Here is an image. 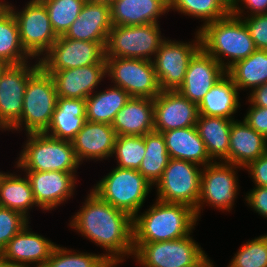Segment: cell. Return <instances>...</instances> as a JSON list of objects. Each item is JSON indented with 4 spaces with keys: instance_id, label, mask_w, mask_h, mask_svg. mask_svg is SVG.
Returning a JSON list of instances; mask_svg holds the SVG:
<instances>
[{
    "instance_id": "cell-1",
    "label": "cell",
    "mask_w": 267,
    "mask_h": 267,
    "mask_svg": "<svg viewBox=\"0 0 267 267\" xmlns=\"http://www.w3.org/2000/svg\"><path fill=\"white\" fill-rule=\"evenodd\" d=\"M85 198L80 210L71 217L69 227L104 249L106 253L101 254L113 266L132 258L133 218L102 200L91 189Z\"/></svg>"
},
{
    "instance_id": "cell-2",
    "label": "cell",
    "mask_w": 267,
    "mask_h": 267,
    "mask_svg": "<svg viewBox=\"0 0 267 267\" xmlns=\"http://www.w3.org/2000/svg\"><path fill=\"white\" fill-rule=\"evenodd\" d=\"M133 217V243L170 241L190 235L198 221L194 209L185 204L156 200Z\"/></svg>"
},
{
    "instance_id": "cell-3",
    "label": "cell",
    "mask_w": 267,
    "mask_h": 267,
    "mask_svg": "<svg viewBox=\"0 0 267 267\" xmlns=\"http://www.w3.org/2000/svg\"><path fill=\"white\" fill-rule=\"evenodd\" d=\"M198 28L201 48L226 70L257 49L244 21L231 12Z\"/></svg>"
},
{
    "instance_id": "cell-4",
    "label": "cell",
    "mask_w": 267,
    "mask_h": 267,
    "mask_svg": "<svg viewBox=\"0 0 267 267\" xmlns=\"http://www.w3.org/2000/svg\"><path fill=\"white\" fill-rule=\"evenodd\" d=\"M17 157L16 168L22 171H62L77 175L81 165L72 141L53 138L43 133H28Z\"/></svg>"
},
{
    "instance_id": "cell-5",
    "label": "cell",
    "mask_w": 267,
    "mask_h": 267,
    "mask_svg": "<svg viewBox=\"0 0 267 267\" xmlns=\"http://www.w3.org/2000/svg\"><path fill=\"white\" fill-rule=\"evenodd\" d=\"M191 235L170 241L133 243V259L141 267H207L212 260Z\"/></svg>"
},
{
    "instance_id": "cell-6",
    "label": "cell",
    "mask_w": 267,
    "mask_h": 267,
    "mask_svg": "<svg viewBox=\"0 0 267 267\" xmlns=\"http://www.w3.org/2000/svg\"><path fill=\"white\" fill-rule=\"evenodd\" d=\"M151 183L135 169L115 167L91 189L102 200L128 213L132 218L144 206Z\"/></svg>"
},
{
    "instance_id": "cell-7",
    "label": "cell",
    "mask_w": 267,
    "mask_h": 267,
    "mask_svg": "<svg viewBox=\"0 0 267 267\" xmlns=\"http://www.w3.org/2000/svg\"><path fill=\"white\" fill-rule=\"evenodd\" d=\"M58 95L54 80L40 67L28 80L20 121L10 130L43 133L49 127Z\"/></svg>"
},
{
    "instance_id": "cell-8",
    "label": "cell",
    "mask_w": 267,
    "mask_h": 267,
    "mask_svg": "<svg viewBox=\"0 0 267 267\" xmlns=\"http://www.w3.org/2000/svg\"><path fill=\"white\" fill-rule=\"evenodd\" d=\"M238 169L244 168L225 162H213L203 167L200 197L194 210L198 221L204 205L222 212L232 210L240 192Z\"/></svg>"
},
{
    "instance_id": "cell-9",
    "label": "cell",
    "mask_w": 267,
    "mask_h": 267,
    "mask_svg": "<svg viewBox=\"0 0 267 267\" xmlns=\"http://www.w3.org/2000/svg\"><path fill=\"white\" fill-rule=\"evenodd\" d=\"M159 23L137 26L113 25L105 46V57L133 58L152 61L166 37Z\"/></svg>"
},
{
    "instance_id": "cell-10",
    "label": "cell",
    "mask_w": 267,
    "mask_h": 267,
    "mask_svg": "<svg viewBox=\"0 0 267 267\" xmlns=\"http://www.w3.org/2000/svg\"><path fill=\"white\" fill-rule=\"evenodd\" d=\"M3 2L14 14L23 48L34 61L40 60L58 39L44 4L40 0H30L19 10L11 3Z\"/></svg>"
},
{
    "instance_id": "cell-11",
    "label": "cell",
    "mask_w": 267,
    "mask_h": 267,
    "mask_svg": "<svg viewBox=\"0 0 267 267\" xmlns=\"http://www.w3.org/2000/svg\"><path fill=\"white\" fill-rule=\"evenodd\" d=\"M202 169L195 163L170 158L161 179L155 184L156 200L185 204L195 210L200 197Z\"/></svg>"
},
{
    "instance_id": "cell-12",
    "label": "cell",
    "mask_w": 267,
    "mask_h": 267,
    "mask_svg": "<svg viewBox=\"0 0 267 267\" xmlns=\"http://www.w3.org/2000/svg\"><path fill=\"white\" fill-rule=\"evenodd\" d=\"M105 60L108 80L130 97L154 99L161 92L152 61L121 57Z\"/></svg>"
},
{
    "instance_id": "cell-13",
    "label": "cell",
    "mask_w": 267,
    "mask_h": 267,
    "mask_svg": "<svg viewBox=\"0 0 267 267\" xmlns=\"http://www.w3.org/2000/svg\"><path fill=\"white\" fill-rule=\"evenodd\" d=\"M192 41H177L166 38L160 45L152 62L161 91H175L184 82L189 61L201 48L196 31Z\"/></svg>"
},
{
    "instance_id": "cell-14",
    "label": "cell",
    "mask_w": 267,
    "mask_h": 267,
    "mask_svg": "<svg viewBox=\"0 0 267 267\" xmlns=\"http://www.w3.org/2000/svg\"><path fill=\"white\" fill-rule=\"evenodd\" d=\"M33 63L9 65L0 77L1 131H10L20 121L28 80L41 67L39 60Z\"/></svg>"
},
{
    "instance_id": "cell-15",
    "label": "cell",
    "mask_w": 267,
    "mask_h": 267,
    "mask_svg": "<svg viewBox=\"0 0 267 267\" xmlns=\"http://www.w3.org/2000/svg\"><path fill=\"white\" fill-rule=\"evenodd\" d=\"M106 43L69 39L61 35L39 60L40 65L44 70H63L106 63Z\"/></svg>"
},
{
    "instance_id": "cell-16",
    "label": "cell",
    "mask_w": 267,
    "mask_h": 267,
    "mask_svg": "<svg viewBox=\"0 0 267 267\" xmlns=\"http://www.w3.org/2000/svg\"><path fill=\"white\" fill-rule=\"evenodd\" d=\"M28 178L35 202L41 211H54L75 194L77 176L62 171H23Z\"/></svg>"
},
{
    "instance_id": "cell-17",
    "label": "cell",
    "mask_w": 267,
    "mask_h": 267,
    "mask_svg": "<svg viewBox=\"0 0 267 267\" xmlns=\"http://www.w3.org/2000/svg\"><path fill=\"white\" fill-rule=\"evenodd\" d=\"M154 131L196 126L199 117L198 104L189 101L177 90L161 91L154 99Z\"/></svg>"
},
{
    "instance_id": "cell-18",
    "label": "cell",
    "mask_w": 267,
    "mask_h": 267,
    "mask_svg": "<svg viewBox=\"0 0 267 267\" xmlns=\"http://www.w3.org/2000/svg\"><path fill=\"white\" fill-rule=\"evenodd\" d=\"M31 230L27 224L0 253L5 260L16 267H44L58 245Z\"/></svg>"
},
{
    "instance_id": "cell-19",
    "label": "cell",
    "mask_w": 267,
    "mask_h": 267,
    "mask_svg": "<svg viewBox=\"0 0 267 267\" xmlns=\"http://www.w3.org/2000/svg\"><path fill=\"white\" fill-rule=\"evenodd\" d=\"M226 74L227 70L200 48L189 61L184 82L177 91L189 101L199 104L210 88Z\"/></svg>"
},
{
    "instance_id": "cell-20",
    "label": "cell",
    "mask_w": 267,
    "mask_h": 267,
    "mask_svg": "<svg viewBox=\"0 0 267 267\" xmlns=\"http://www.w3.org/2000/svg\"><path fill=\"white\" fill-rule=\"evenodd\" d=\"M45 71L52 76L58 97L65 98L86 99L97 90L104 77L107 78L106 63Z\"/></svg>"
},
{
    "instance_id": "cell-21",
    "label": "cell",
    "mask_w": 267,
    "mask_h": 267,
    "mask_svg": "<svg viewBox=\"0 0 267 267\" xmlns=\"http://www.w3.org/2000/svg\"><path fill=\"white\" fill-rule=\"evenodd\" d=\"M117 134L111 124L86 121L72 140L80 164L86 160L102 161L112 157Z\"/></svg>"
},
{
    "instance_id": "cell-22",
    "label": "cell",
    "mask_w": 267,
    "mask_h": 267,
    "mask_svg": "<svg viewBox=\"0 0 267 267\" xmlns=\"http://www.w3.org/2000/svg\"><path fill=\"white\" fill-rule=\"evenodd\" d=\"M112 26L109 4L86 1L63 36L81 41L107 42Z\"/></svg>"
},
{
    "instance_id": "cell-23",
    "label": "cell",
    "mask_w": 267,
    "mask_h": 267,
    "mask_svg": "<svg viewBox=\"0 0 267 267\" xmlns=\"http://www.w3.org/2000/svg\"><path fill=\"white\" fill-rule=\"evenodd\" d=\"M169 11V0H115L110 4L115 26L159 23L158 19Z\"/></svg>"
},
{
    "instance_id": "cell-24",
    "label": "cell",
    "mask_w": 267,
    "mask_h": 267,
    "mask_svg": "<svg viewBox=\"0 0 267 267\" xmlns=\"http://www.w3.org/2000/svg\"><path fill=\"white\" fill-rule=\"evenodd\" d=\"M117 136H144L154 131V102L131 97L111 124Z\"/></svg>"
},
{
    "instance_id": "cell-25",
    "label": "cell",
    "mask_w": 267,
    "mask_h": 267,
    "mask_svg": "<svg viewBox=\"0 0 267 267\" xmlns=\"http://www.w3.org/2000/svg\"><path fill=\"white\" fill-rule=\"evenodd\" d=\"M267 152V139L243 119L234 120L230 130L229 164L246 168Z\"/></svg>"
},
{
    "instance_id": "cell-26",
    "label": "cell",
    "mask_w": 267,
    "mask_h": 267,
    "mask_svg": "<svg viewBox=\"0 0 267 267\" xmlns=\"http://www.w3.org/2000/svg\"><path fill=\"white\" fill-rule=\"evenodd\" d=\"M86 121L85 99L58 97L51 123L44 133L72 141Z\"/></svg>"
},
{
    "instance_id": "cell-27",
    "label": "cell",
    "mask_w": 267,
    "mask_h": 267,
    "mask_svg": "<svg viewBox=\"0 0 267 267\" xmlns=\"http://www.w3.org/2000/svg\"><path fill=\"white\" fill-rule=\"evenodd\" d=\"M166 150L171 159H178L206 166L213 163L196 126L162 132Z\"/></svg>"
},
{
    "instance_id": "cell-28",
    "label": "cell",
    "mask_w": 267,
    "mask_h": 267,
    "mask_svg": "<svg viewBox=\"0 0 267 267\" xmlns=\"http://www.w3.org/2000/svg\"><path fill=\"white\" fill-rule=\"evenodd\" d=\"M239 94V89L233 79L226 74L210 88L198 104L199 115L235 120L234 114L241 106Z\"/></svg>"
},
{
    "instance_id": "cell-29",
    "label": "cell",
    "mask_w": 267,
    "mask_h": 267,
    "mask_svg": "<svg viewBox=\"0 0 267 267\" xmlns=\"http://www.w3.org/2000/svg\"><path fill=\"white\" fill-rule=\"evenodd\" d=\"M233 121L224 117H198L196 128L213 162L229 163L230 130Z\"/></svg>"
},
{
    "instance_id": "cell-30",
    "label": "cell",
    "mask_w": 267,
    "mask_h": 267,
    "mask_svg": "<svg viewBox=\"0 0 267 267\" xmlns=\"http://www.w3.org/2000/svg\"><path fill=\"white\" fill-rule=\"evenodd\" d=\"M14 173L0 171V206L20 212L29 219V211L38 206L26 175L21 177Z\"/></svg>"
},
{
    "instance_id": "cell-31",
    "label": "cell",
    "mask_w": 267,
    "mask_h": 267,
    "mask_svg": "<svg viewBox=\"0 0 267 267\" xmlns=\"http://www.w3.org/2000/svg\"><path fill=\"white\" fill-rule=\"evenodd\" d=\"M108 88V89H107ZM131 97L121 87L110 86L105 90H96L86 100V120L112 124L116 114Z\"/></svg>"
},
{
    "instance_id": "cell-32",
    "label": "cell",
    "mask_w": 267,
    "mask_h": 267,
    "mask_svg": "<svg viewBox=\"0 0 267 267\" xmlns=\"http://www.w3.org/2000/svg\"><path fill=\"white\" fill-rule=\"evenodd\" d=\"M0 59L10 65L33 60L21 44L14 14L2 0L0 1Z\"/></svg>"
},
{
    "instance_id": "cell-33",
    "label": "cell",
    "mask_w": 267,
    "mask_h": 267,
    "mask_svg": "<svg viewBox=\"0 0 267 267\" xmlns=\"http://www.w3.org/2000/svg\"><path fill=\"white\" fill-rule=\"evenodd\" d=\"M234 84L241 90H250L267 82V50L256 49L250 56L237 61L227 70Z\"/></svg>"
},
{
    "instance_id": "cell-34",
    "label": "cell",
    "mask_w": 267,
    "mask_h": 267,
    "mask_svg": "<svg viewBox=\"0 0 267 267\" xmlns=\"http://www.w3.org/2000/svg\"><path fill=\"white\" fill-rule=\"evenodd\" d=\"M146 153L138 171L154 187L161 179L163 172L169 162V154L163 134L152 131L144 135Z\"/></svg>"
},
{
    "instance_id": "cell-35",
    "label": "cell",
    "mask_w": 267,
    "mask_h": 267,
    "mask_svg": "<svg viewBox=\"0 0 267 267\" xmlns=\"http://www.w3.org/2000/svg\"><path fill=\"white\" fill-rule=\"evenodd\" d=\"M207 23L216 21L230 12L218 0H169V10Z\"/></svg>"
},
{
    "instance_id": "cell-36",
    "label": "cell",
    "mask_w": 267,
    "mask_h": 267,
    "mask_svg": "<svg viewBox=\"0 0 267 267\" xmlns=\"http://www.w3.org/2000/svg\"><path fill=\"white\" fill-rule=\"evenodd\" d=\"M47 12L53 31L64 35L79 16L87 0H40Z\"/></svg>"
},
{
    "instance_id": "cell-37",
    "label": "cell",
    "mask_w": 267,
    "mask_h": 267,
    "mask_svg": "<svg viewBox=\"0 0 267 267\" xmlns=\"http://www.w3.org/2000/svg\"><path fill=\"white\" fill-rule=\"evenodd\" d=\"M102 254L79 252L57 245L44 267H112Z\"/></svg>"
},
{
    "instance_id": "cell-38",
    "label": "cell",
    "mask_w": 267,
    "mask_h": 267,
    "mask_svg": "<svg viewBox=\"0 0 267 267\" xmlns=\"http://www.w3.org/2000/svg\"><path fill=\"white\" fill-rule=\"evenodd\" d=\"M145 153L144 136H117L112 157L117 167L138 170Z\"/></svg>"
},
{
    "instance_id": "cell-39",
    "label": "cell",
    "mask_w": 267,
    "mask_h": 267,
    "mask_svg": "<svg viewBox=\"0 0 267 267\" xmlns=\"http://www.w3.org/2000/svg\"><path fill=\"white\" fill-rule=\"evenodd\" d=\"M227 267H267V233L242 244Z\"/></svg>"
},
{
    "instance_id": "cell-40",
    "label": "cell",
    "mask_w": 267,
    "mask_h": 267,
    "mask_svg": "<svg viewBox=\"0 0 267 267\" xmlns=\"http://www.w3.org/2000/svg\"><path fill=\"white\" fill-rule=\"evenodd\" d=\"M22 213L0 206V253L29 222Z\"/></svg>"
},
{
    "instance_id": "cell-41",
    "label": "cell",
    "mask_w": 267,
    "mask_h": 267,
    "mask_svg": "<svg viewBox=\"0 0 267 267\" xmlns=\"http://www.w3.org/2000/svg\"><path fill=\"white\" fill-rule=\"evenodd\" d=\"M240 18L248 28L255 47L267 50V13Z\"/></svg>"
},
{
    "instance_id": "cell-42",
    "label": "cell",
    "mask_w": 267,
    "mask_h": 267,
    "mask_svg": "<svg viewBox=\"0 0 267 267\" xmlns=\"http://www.w3.org/2000/svg\"><path fill=\"white\" fill-rule=\"evenodd\" d=\"M243 120L267 139V108L249 105Z\"/></svg>"
},
{
    "instance_id": "cell-43",
    "label": "cell",
    "mask_w": 267,
    "mask_h": 267,
    "mask_svg": "<svg viewBox=\"0 0 267 267\" xmlns=\"http://www.w3.org/2000/svg\"><path fill=\"white\" fill-rule=\"evenodd\" d=\"M245 203L261 217L267 219V187L254 186L246 193ZM247 201V202H246Z\"/></svg>"
},
{
    "instance_id": "cell-44",
    "label": "cell",
    "mask_w": 267,
    "mask_h": 267,
    "mask_svg": "<svg viewBox=\"0 0 267 267\" xmlns=\"http://www.w3.org/2000/svg\"><path fill=\"white\" fill-rule=\"evenodd\" d=\"M244 12H246L247 14ZM231 13L237 17H248L253 15L266 14L267 0H236L234 9ZM245 14L247 16H245Z\"/></svg>"
},
{
    "instance_id": "cell-45",
    "label": "cell",
    "mask_w": 267,
    "mask_h": 267,
    "mask_svg": "<svg viewBox=\"0 0 267 267\" xmlns=\"http://www.w3.org/2000/svg\"><path fill=\"white\" fill-rule=\"evenodd\" d=\"M244 169L249 172L255 186L267 187V152Z\"/></svg>"
},
{
    "instance_id": "cell-46",
    "label": "cell",
    "mask_w": 267,
    "mask_h": 267,
    "mask_svg": "<svg viewBox=\"0 0 267 267\" xmlns=\"http://www.w3.org/2000/svg\"><path fill=\"white\" fill-rule=\"evenodd\" d=\"M248 102L251 105L267 108V82L249 92Z\"/></svg>"
},
{
    "instance_id": "cell-47",
    "label": "cell",
    "mask_w": 267,
    "mask_h": 267,
    "mask_svg": "<svg viewBox=\"0 0 267 267\" xmlns=\"http://www.w3.org/2000/svg\"><path fill=\"white\" fill-rule=\"evenodd\" d=\"M229 12H232L236 0H218Z\"/></svg>"
},
{
    "instance_id": "cell-48",
    "label": "cell",
    "mask_w": 267,
    "mask_h": 267,
    "mask_svg": "<svg viewBox=\"0 0 267 267\" xmlns=\"http://www.w3.org/2000/svg\"><path fill=\"white\" fill-rule=\"evenodd\" d=\"M10 64H8L6 61L0 59V77L2 76V74L4 73V71L7 69V67Z\"/></svg>"
},
{
    "instance_id": "cell-49",
    "label": "cell",
    "mask_w": 267,
    "mask_h": 267,
    "mask_svg": "<svg viewBox=\"0 0 267 267\" xmlns=\"http://www.w3.org/2000/svg\"><path fill=\"white\" fill-rule=\"evenodd\" d=\"M0 267H16L0 255Z\"/></svg>"
},
{
    "instance_id": "cell-50",
    "label": "cell",
    "mask_w": 267,
    "mask_h": 267,
    "mask_svg": "<svg viewBox=\"0 0 267 267\" xmlns=\"http://www.w3.org/2000/svg\"><path fill=\"white\" fill-rule=\"evenodd\" d=\"M87 1H90V2H99V3H106V4H109L110 5L115 0H87Z\"/></svg>"
},
{
    "instance_id": "cell-51",
    "label": "cell",
    "mask_w": 267,
    "mask_h": 267,
    "mask_svg": "<svg viewBox=\"0 0 267 267\" xmlns=\"http://www.w3.org/2000/svg\"><path fill=\"white\" fill-rule=\"evenodd\" d=\"M213 264H214V263H213V261H212L207 267H214Z\"/></svg>"
}]
</instances>
